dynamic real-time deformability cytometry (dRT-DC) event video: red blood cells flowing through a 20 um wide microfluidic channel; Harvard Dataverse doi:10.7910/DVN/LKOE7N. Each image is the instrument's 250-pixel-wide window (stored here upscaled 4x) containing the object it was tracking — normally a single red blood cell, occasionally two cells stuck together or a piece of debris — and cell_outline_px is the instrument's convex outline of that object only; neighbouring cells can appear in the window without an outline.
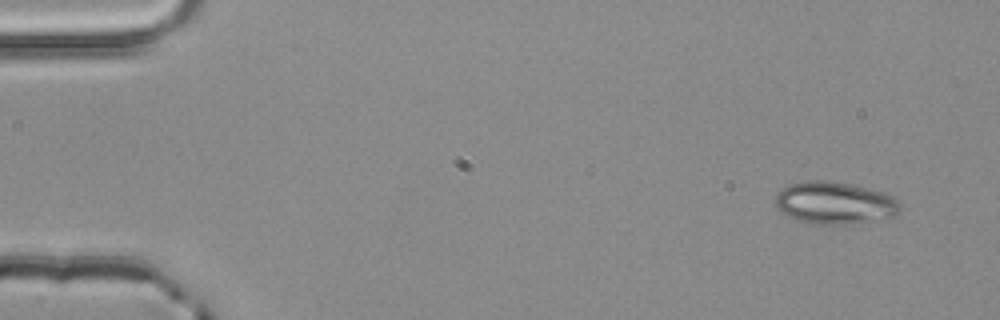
{"species": "common noctule bat (a hibernating species)", "species_latin": "Nyctalus noctula", "temperature_condition": "room temperature", "stored_images_in_passage": 4, "camera_frame_rate_fps": 3000, "um_per_image_px": 0.085, "animal": {"sex": "male", "body_mass_g": 20.4}, "frame": {"image": 1, "passage_image": 1, "time_ms": 0.0, "image_size_px": [1000, 320], "cell_outline_px": [[900, 212], [896, 216], [848, 224], [820, 224], [800, 220], [788, 216], [776, 204], [776, 196], [788, 184], [804, 180], [824, 180], [848, 184], [884, 192], [892, 196], [900, 204]], "centroid_in_image_um": [70.98, 17.24], "position_along_channel_um": 14.0, "area_um2": 30.23}}